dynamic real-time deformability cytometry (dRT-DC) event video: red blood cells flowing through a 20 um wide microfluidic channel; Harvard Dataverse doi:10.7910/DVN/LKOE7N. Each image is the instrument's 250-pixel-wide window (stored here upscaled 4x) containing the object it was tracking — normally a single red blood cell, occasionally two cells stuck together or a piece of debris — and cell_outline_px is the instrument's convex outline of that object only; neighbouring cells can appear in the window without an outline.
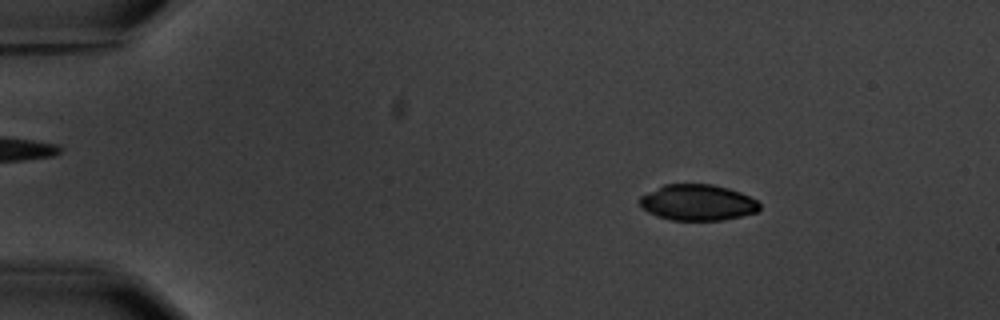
{"species": "common noctule bat (a hibernating species)", "species_latin": "Nyctalus noctula", "temperature_condition": "warm", "stored_images_in_passage": 5, "camera_frame_rate_fps": 3000, "um_per_image_px": 0.085, "animal": {"sex": "male", "body_mass_g": 20.1, "forearm_length_mm": 53.5}, "frame": {"image": 1, "passage_image": 1, "time_ms": 0.0, "image_size_px": [1000, 320], "cell_outline_px": [[760, 208], [756, 212], [724, 220], [672, 220], [656, 216], [648, 212], [640, 204], [640, 196], [664, 184], [712, 184], [728, 188], [740, 192], [756, 200], [760, 204]], "centroid_in_image_um": [59.29, 17.21], "position_along_channel_um": 25.7, "area_um2": 25.03}}